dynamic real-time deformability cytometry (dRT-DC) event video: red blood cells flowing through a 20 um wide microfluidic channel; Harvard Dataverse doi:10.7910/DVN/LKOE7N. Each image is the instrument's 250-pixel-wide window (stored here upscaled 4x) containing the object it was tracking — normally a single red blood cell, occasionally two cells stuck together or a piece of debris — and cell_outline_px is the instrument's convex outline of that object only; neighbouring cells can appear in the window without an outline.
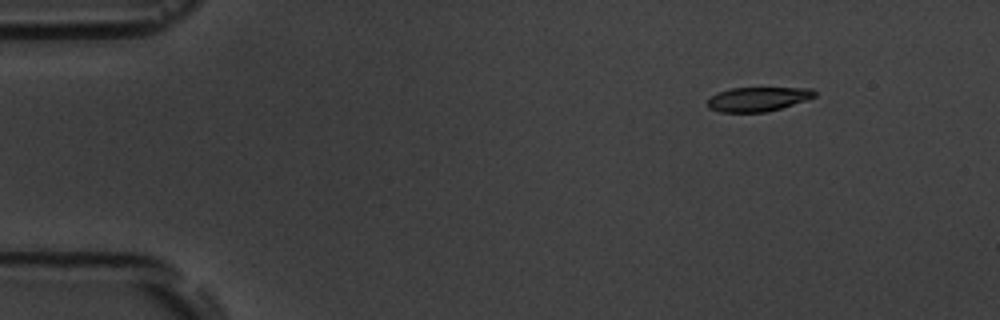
{"species": "common noctule bat (a hibernating species)", "species_latin": "Nyctalus noctula", "temperature_condition": "room temperature", "stored_images_in_passage": 5, "camera_frame_rate_fps": 3000, "um_per_image_px": 0.085, "animal": {"sex": "male", "body_mass_g": 19.5, "forearm_length_mm": 54.6}, "frame": {"image": 1, "passage_image": 2, "time_ms": 1.333, "image_size_px": [1000, 320], "cell_outline_px": [[816, 96], [808, 100], [780, 108], [764, 112], [720, 112], [708, 108], [708, 100], [712, 96], [720, 92], [732, 88], [812, 88], [816, 92]], "centroid_in_image_um": [64.45, 8.43], "position_along_channel_um": 20.5, "area_um2": 15.03}}
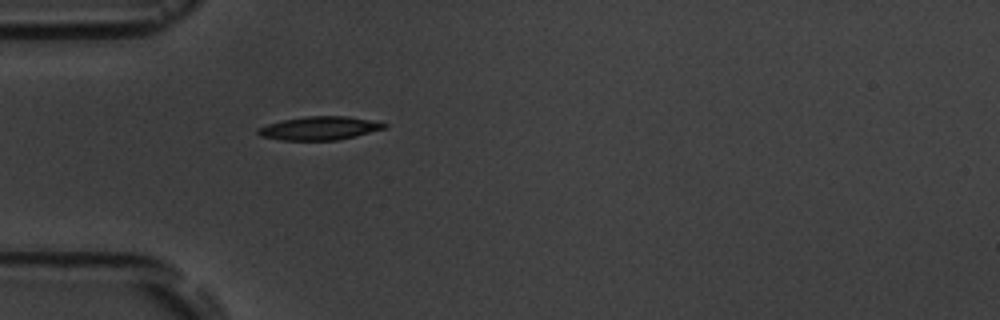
{"frame": {"image": 2, "passage_image": 5, "time_ms": 4.667, "image_size_px": [1000, 320], "cell_outline_px": [[388, 124], [384, 128], [356, 136], [336, 140], [280, 140], [260, 136], [256, 132], [256, 128], [268, 124], [284, 120], [304, 116], [348, 116]], "centroid_in_image_um": [27.1, 10.9], "position_along_channel_um": 57.9, "area_um2": 17.11}}